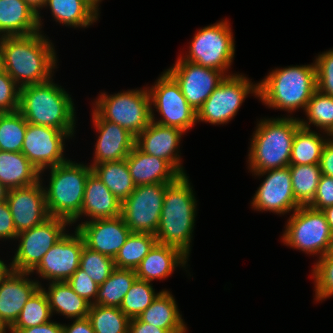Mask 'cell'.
Instances as JSON below:
<instances>
[{
  "label": "cell",
  "mask_w": 333,
  "mask_h": 333,
  "mask_svg": "<svg viewBox=\"0 0 333 333\" xmlns=\"http://www.w3.org/2000/svg\"><path fill=\"white\" fill-rule=\"evenodd\" d=\"M3 70L20 88L46 82L55 66L54 49L39 32L27 36L1 37ZM23 79V80H22Z\"/></svg>",
  "instance_id": "obj_1"
},
{
  "label": "cell",
  "mask_w": 333,
  "mask_h": 333,
  "mask_svg": "<svg viewBox=\"0 0 333 333\" xmlns=\"http://www.w3.org/2000/svg\"><path fill=\"white\" fill-rule=\"evenodd\" d=\"M195 198L185 175L166 186L157 242L180 249L188 256L195 218Z\"/></svg>",
  "instance_id": "obj_2"
},
{
  "label": "cell",
  "mask_w": 333,
  "mask_h": 333,
  "mask_svg": "<svg viewBox=\"0 0 333 333\" xmlns=\"http://www.w3.org/2000/svg\"><path fill=\"white\" fill-rule=\"evenodd\" d=\"M74 111L71 97L50 80L20 88L19 112L28 123L73 131Z\"/></svg>",
  "instance_id": "obj_3"
},
{
  "label": "cell",
  "mask_w": 333,
  "mask_h": 333,
  "mask_svg": "<svg viewBox=\"0 0 333 333\" xmlns=\"http://www.w3.org/2000/svg\"><path fill=\"white\" fill-rule=\"evenodd\" d=\"M258 85V97L270 107L286 109L306 108L317 90L316 66H296L271 72Z\"/></svg>",
  "instance_id": "obj_4"
},
{
  "label": "cell",
  "mask_w": 333,
  "mask_h": 333,
  "mask_svg": "<svg viewBox=\"0 0 333 333\" xmlns=\"http://www.w3.org/2000/svg\"><path fill=\"white\" fill-rule=\"evenodd\" d=\"M299 120L278 118L264 120L253 136L249 163L255 173L288 167Z\"/></svg>",
  "instance_id": "obj_5"
},
{
  "label": "cell",
  "mask_w": 333,
  "mask_h": 333,
  "mask_svg": "<svg viewBox=\"0 0 333 333\" xmlns=\"http://www.w3.org/2000/svg\"><path fill=\"white\" fill-rule=\"evenodd\" d=\"M92 167L75 164L70 160L51 167L50 185L45 190L50 217H59L70 223L80 217L85 183Z\"/></svg>",
  "instance_id": "obj_6"
},
{
  "label": "cell",
  "mask_w": 333,
  "mask_h": 333,
  "mask_svg": "<svg viewBox=\"0 0 333 333\" xmlns=\"http://www.w3.org/2000/svg\"><path fill=\"white\" fill-rule=\"evenodd\" d=\"M150 102L147 90H133L109 97L102 94L94 111L102 119L120 125L136 137L151 122Z\"/></svg>",
  "instance_id": "obj_7"
},
{
  "label": "cell",
  "mask_w": 333,
  "mask_h": 333,
  "mask_svg": "<svg viewBox=\"0 0 333 333\" xmlns=\"http://www.w3.org/2000/svg\"><path fill=\"white\" fill-rule=\"evenodd\" d=\"M283 234L287 245L309 253L326 255L330 248L332 232L322 210L300 206L289 219Z\"/></svg>",
  "instance_id": "obj_8"
},
{
  "label": "cell",
  "mask_w": 333,
  "mask_h": 333,
  "mask_svg": "<svg viewBox=\"0 0 333 333\" xmlns=\"http://www.w3.org/2000/svg\"><path fill=\"white\" fill-rule=\"evenodd\" d=\"M168 184L136 186L121 203V216L131 232L156 234Z\"/></svg>",
  "instance_id": "obj_9"
},
{
  "label": "cell",
  "mask_w": 333,
  "mask_h": 333,
  "mask_svg": "<svg viewBox=\"0 0 333 333\" xmlns=\"http://www.w3.org/2000/svg\"><path fill=\"white\" fill-rule=\"evenodd\" d=\"M227 21L201 29L190 45V55L183 59L224 72L234 57V41Z\"/></svg>",
  "instance_id": "obj_10"
},
{
  "label": "cell",
  "mask_w": 333,
  "mask_h": 333,
  "mask_svg": "<svg viewBox=\"0 0 333 333\" xmlns=\"http://www.w3.org/2000/svg\"><path fill=\"white\" fill-rule=\"evenodd\" d=\"M67 223L70 222L63 218L49 217L42 224L17 234L21 242L11 269L31 273L49 249L65 235Z\"/></svg>",
  "instance_id": "obj_11"
},
{
  "label": "cell",
  "mask_w": 333,
  "mask_h": 333,
  "mask_svg": "<svg viewBox=\"0 0 333 333\" xmlns=\"http://www.w3.org/2000/svg\"><path fill=\"white\" fill-rule=\"evenodd\" d=\"M241 75H228L197 111V120L212 124H224L237 113L250 91L258 95V85Z\"/></svg>",
  "instance_id": "obj_12"
},
{
  "label": "cell",
  "mask_w": 333,
  "mask_h": 333,
  "mask_svg": "<svg viewBox=\"0 0 333 333\" xmlns=\"http://www.w3.org/2000/svg\"><path fill=\"white\" fill-rule=\"evenodd\" d=\"M150 90L151 104L163 116L156 123L185 132L197 121V112L188 104L179 85L167 72L163 73Z\"/></svg>",
  "instance_id": "obj_13"
},
{
  "label": "cell",
  "mask_w": 333,
  "mask_h": 333,
  "mask_svg": "<svg viewBox=\"0 0 333 333\" xmlns=\"http://www.w3.org/2000/svg\"><path fill=\"white\" fill-rule=\"evenodd\" d=\"M166 72L176 81L186 101L196 112L225 78L222 71L183 60L182 57Z\"/></svg>",
  "instance_id": "obj_14"
},
{
  "label": "cell",
  "mask_w": 333,
  "mask_h": 333,
  "mask_svg": "<svg viewBox=\"0 0 333 333\" xmlns=\"http://www.w3.org/2000/svg\"><path fill=\"white\" fill-rule=\"evenodd\" d=\"M72 134L73 131L27 123L21 153L41 173L47 166L51 168L66 162L63 158V137Z\"/></svg>",
  "instance_id": "obj_15"
},
{
  "label": "cell",
  "mask_w": 333,
  "mask_h": 333,
  "mask_svg": "<svg viewBox=\"0 0 333 333\" xmlns=\"http://www.w3.org/2000/svg\"><path fill=\"white\" fill-rule=\"evenodd\" d=\"M84 246V239L77 229L75 236L65 234L31 272L37 270L43 278L53 279V282L67 281L80 267Z\"/></svg>",
  "instance_id": "obj_16"
},
{
  "label": "cell",
  "mask_w": 333,
  "mask_h": 333,
  "mask_svg": "<svg viewBox=\"0 0 333 333\" xmlns=\"http://www.w3.org/2000/svg\"><path fill=\"white\" fill-rule=\"evenodd\" d=\"M6 200L17 234L42 224L50 217L40 180L29 186L9 189Z\"/></svg>",
  "instance_id": "obj_17"
},
{
  "label": "cell",
  "mask_w": 333,
  "mask_h": 333,
  "mask_svg": "<svg viewBox=\"0 0 333 333\" xmlns=\"http://www.w3.org/2000/svg\"><path fill=\"white\" fill-rule=\"evenodd\" d=\"M76 229L82 235L86 247L113 259L131 233L121 215L87 221Z\"/></svg>",
  "instance_id": "obj_18"
},
{
  "label": "cell",
  "mask_w": 333,
  "mask_h": 333,
  "mask_svg": "<svg viewBox=\"0 0 333 333\" xmlns=\"http://www.w3.org/2000/svg\"><path fill=\"white\" fill-rule=\"evenodd\" d=\"M267 172L269 173L268 176L254 196L253 207L260 211L269 210L280 214L292 209L295 211L300 207L293 194L289 166L255 174L259 175Z\"/></svg>",
  "instance_id": "obj_19"
},
{
  "label": "cell",
  "mask_w": 333,
  "mask_h": 333,
  "mask_svg": "<svg viewBox=\"0 0 333 333\" xmlns=\"http://www.w3.org/2000/svg\"><path fill=\"white\" fill-rule=\"evenodd\" d=\"M183 131L158 124L151 109V122L136 136L135 145L145 154L166 160L180 175H185L180 165L179 155L174 154Z\"/></svg>",
  "instance_id": "obj_20"
},
{
  "label": "cell",
  "mask_w": 333,
  "mask_h": 333,
  "mask_svg": "<svg viewBox=\"0 0 333 333\" xmlns=\"http://www.w3.org/2000/svg\"><path fill=\"white\" fill-rule=\"evenodd\" d=\"M30 272L8 269L0 279V320L11 327L23 306L40 287L38 282H33L23 277Z\"/></svg>",
  "instance_id": "obj_21"
},
{
  "label": "cell",
  "mask_w": 333,
  "mask_h": 333,
  "mask_svg": "<svg viewBox=\"0 0 333 333\" xmlns=\"http://www.w3.org/2000/svg\"><path fill=\"white\" fill-rule=\"evenodd\" d=\"M94 125L100 131L95 151V162L99 163L124 160L135 146L136 137L120 125L102 119L93 112Z\"/></svg>",
  "instance_id": "obj_22"
},
{
  "label": "cell",
  "mask_w": 333,
  "mask_h": 333,
  "mask_svg": "<svg viewBox=\"0 0 333 333\" xmlns=\"http://www.w3.org/2000/svg\"><path fill=\"white\" fill-rule=\"evenodd\" d=\"M126 160L136 186L172 183L180 176L166 160L145 154L136 145Z\"/></svg>",
  "instance_id": "obj_23"
},
{
  "label": "cell",
  "mask_w": 333,
  "mask_h": 333,
  "mask_svg": "<svg viewBox=\"0 0 333 333\" xmlns=\"http://www.w3.org/2000/svg\"><path fill=\"white\" fill-rule=\"evenodd\" d=\"M40 25L39 13L24 0H0V32L4 37L31 35L39 32Z\"/></svg>",
  "instance_id": "obj_24"
},
{
  "label": "cell",
  "mask_w": 333,
  "mask_h": 333,
  "mask_svg": "<svg viewBox=\"0 0 333 333\" xmlns=\"http://www.w3.org/2000/svg\"><path fill=\"white\" fill-rule=\"evenodd\" d=\"M187 255L180 249L156 242L147 256L135 269L138 279L150 282L169 276L178 264L187 262ZM186 260V261H185Z\"/></svg>",
  "instance_id": "obj_25"
},
{
  "label": "cell",
  "mask_w": 333,
  "mask_h": 333,
  "mask_svg": "<svg viewBox=\"0 0 333 333\" xmlns=\"http://www.w3.org/2000/svg\"><path fill=\"white\" fill-rule=\"evenodd\" d=\"M81 214L92 220L113 218L121 215V203L92 171L85 183Z\"/></svg>",
  "instance_id": "obj_26"
},
{
  "label": "cell",
  "mask_w": 333,
  "mask_h": 333,
  "mask_svg": "<svg viewBox=\"0 0 333 333\" xmlns=\"http://www.w3.org/2000/svg\"><path fill=\"white\" fill-rule=\"evenodd\" d=\"M39 174L21 152L0 151V183L8 190L38 182Z\"/></svg>",
  "instance_id": "obj_27"
},
{
  "label": "cell",
  "mask_w": 333,
  "mask_h": 333,
  "mask_svg": "<svg viewBox=\"0 0 333 333\" xmlns=\"http://www.w3.org/2000/svg\"><path fill=\"white\" fill-rule=\"evenodd\" d=\"M138 318L145 323L166 329L169 333L186 331L175 300L168 291L157 293L156 298Z\"/></svg>",
  "instance_id": "obj_28"
},
{
  "label": "cell",
  "mask_w": 333,
  "mask_h": 333,
  "mask_svg": "<svg viewBox=\"0 0 333 333\" xmlns=\"http://www.w3.org/2000/svg\"><path fill=\"white\" fill-rule=\"evenodd\" d=\"M48 289V292L45 291V293L49 300L51 313L55 310L69 318L88 317L91 304L74 292L67 281H52Z\"/></svg>",
  "instance_id": "obj_29"
},
{
  "label": "cell",
  "mask_w": 333,
  "mask_h": 333,
  "mask_svg": "<svg viewBox=\"0 0 333 333\" xmlns=\"http://www.w3.org/2000/svg\"><path fill=\"white\" fill-rule=\"evenodd\" d=\"M92 171L122 203L134 191V184L127 160L99 163L92 167Z\"/></svg>",
  "instance_id": "obj_30"
},
{
  "label": "cell",
  "mask_w": 333,
  "mask_h": 333,
  "mask_svg": "<svg viewBox=\"0 0 333 333\" xmlns=\"http://www.w3.org/2000/svg\"><path fill=\"white\" fill-rule=\"evenodd\" d=\"M55 19L68 26L90 25L97 19L98 8L89 0H47Z\"/></svg>",
  "instance_id": "obj_31"
},
{
  "label": "cell",
  "mask_w": 333,
  "mask_h": 333,
  "mask_svg": "<svg viewBox=\"0 0 333 333\" xmlns=\"http://www.w3.org/2000/svg\"><path fill=\"white\" fill-rule=\"evenodd\" d=\"M301 127L296 131L292 144L290 165L319 164L326 140L310 131L309 124L299 120Z\"/></svg>",
  "instance_id": "obj_32"
},
{
  "label": "cell",
  "mask_w": 333,
  "mask_h": 333,
  "mask_svg": "<svg viewBox=\"0 0 333 333\" xmlns=\"http://www.w3.org/2000/svg\"><path fill=\"white\" fill-rule=\"evenodd\" d=\"M137 279L135 270L115 268L98 287L94 305L119 308L124 296Z\"/></svg>",
  "instance_id": "obj_33"
},
{
  "label": "cell",
  "mask_w": 333,
  "mask_h": 333,
  "mask_svg": "<svg viewBox=\"0 0 333 333\" xmlns=\"http://www.w3.org/2000/svg\"><path fill=\"white\" fill-rule=\"evenodd\" d=\"M293 194L300 206H308L314 199L322 171L319 164L289 165Z\"/></svg>",
  "instance_id": "obj_34"
},
{
  "label": "cell",
  "mask_w": 333,
  "mask_h": 333,
  "mask_svg": "<svg viewBox=\"0 0 333 333\" xmlns=\"http://www.w3.org/2000/svg\"><path fill=\"white\" fill-rule=\"evenodd\" d=\"M156 242L153 234L131 232L114 258L115 267L135 270Z\"/></svg>",
  "instance_id": "obj_35"
},
{
  "label": "cell",
  "mask_w": 333,
  "mask_h": 333,
  "mask_svg": "<svg viewBox=\"0 0 333 333\" xmlns=\"http://www.w3.org/2000/svg\"><path fill=\"white\" fill-rule=\"evenodd\" d=\"M95 333H128L130 319L117 307L91 304L88 313Z\"/></svg>",
  "instance_id": "obj_36"
},
{
  "label": "cell",
  "mask_w": 333,
  "mask_h": 333,
  "mask_svg": "<svg viewBox=\"0 0 333 333\" xmlns=\"http://www.w3.org/2000/svg\"><path fill=\"white\" fill-rule=\"evenodd\" d=\"M27 123L19 111L0 113V151L21 152Z\"/></svg>",
  "instance_id": "obj_37"
},
{
  "label": "cell",
  "mask_w": 333,
  "mask_h": 333,
  "mask_svg": "<svg viewBox=\"0 0 333 333\" xmlns=\"http://www.w3.org/2000/svg\"><path fill=\"white\" fill-rule=\"evenodd\" d=\"M51 316L49 300L41 286L32 294L15 323L10 328H28L49 322Z\"/></svg>",
  "instance_id": "obj_38"
},
{
  "label": "cell",
  "mask_w": 333,
  "mask_h": 333,
  "mask_svg": "<svg viewBox=\"0 0 333 333\" xmlns=\"http://www.w3.org/2000/svg\"><path fill=\"white\" fill-rule=\"evenodd\" d=\"M149 282L136 279L123 298L119 309L129 318H137L156 298Z\"/></svg>",
  "instance_id": "obj_39"
},
{
  "label": "cell",
  "mask_w": 333,
  "mask_h": 333,
  "mask_svg": "<svg viewBox=\"0 0 333 333\" xmlns=\"http://www.w3.org/2000/svg\"><path fill=\"white\" fill-rule=\"evenodd\" d=\"M305 111L309 123L323 128L333 136V97L316 90L307 103Z\"/></svg>",
  "instance_id": "obj_40"
},
{
  "label": "cell",
  "mask_w": 333,
  "mask_h": 333,
  "mask_svg": "<svg viewBox=\"0 0 333 333\" xmlns=\"http://www.w3.org/2000/svg\"><path fill=\"white\" fill-rule=\"evenodd\" d=\"M80 268L95 283L101 285L116 268L114 259L84 246L80 257Z\"/></svg>",
  "instance_id": "obj_41"
},
{
  "label": "cell",
  "mask_w": 333,
  "mask_h": 333,
  "mask_svg": "<svg viewBox=\"0 0 333 333\" xmlns=\"http://www.w3.org/2000/svg\"><path fill=\"white\" fill-rule=\"evenodd\" d=\"M316 283V299L333 295V256L328 253L320 257L313 270Z\"/></svg>",
  "instance_id": "obj_42"
},
{
  "label": "cell",
  "mask_w": 333,
  "mask_h": 333,
  "mask_svg": "<svg viewBox=\"0 0 333 333\" xmlns=\"http://www.w3.org/2000/svg\"><path fill=\"white\" fill-rule=\"evenodd\" d=\"M16 84L5 70L0 72V113L19 111L20 87L16 90Z\"/></svg>",
  "instance_id": "obj_43"
},
{
  "label": "cell",
  "mask_w": 333,
  "mask_h": 333,
  "mask_svg": "<svg viewBox=\"0 0 333 333\" xmlns=\"http://www.w3.org/2000/svg\"><path fill=\"white\" fill-rule=\"evenodd\" d=\"M315 66L317 90L333 97V50L319 55Z\"/></svg>",
  "instance_id": "obj_44"
},
{
  "label": "cell",
  "mask_w": 333,
  "mask_h": 333,
  "mask_svg": "<svg viewBox=\"0 0 333 333\" xmlns=\"http://www.w3.org/2000/svg\"><path fill=\"white\" fill-rule=\"evenodd\" d=\"M68 284L72 287L73 291L76 292L80 297L84 298L90 304V298L94 299L97 297L99 285L94 282L87 273L80 267L77 271L67 280Z\"/></svg>",
  "instance_id": "obj_45"
},
{
  "label": "cell",
  "mask_w": 333,
  "mask_h": 333,
  "mask_svg": "<svg viewBox=\"0 0 333 333\" xmlns=\"http://www.w3.org/2000/svg\"><path fill=\"white\" fill-rule=\"evenodd\" d=\"M308 206L316 210H324L326 207L333 206V177L322 174L316 195Z\"/></svg>",
  "instance_id": "obj_46"
},
{
  "label": "cell",
  "mask_w": 333,
  "mask_h": 333,
  "mask_svg": "<svg viewBox=\"0 0 333 333\" xmlns=\"http://www.w3.org/2000/svg\"><path fill=\"white\" fill-rule=\"evenodd\" d=\"M17 238V231L7 200L0 202V238Z\"/></svg>",
  "instance_id": "obj_47"
},
{
  "label": "cell",
  "mask_w": 333,
  "mask_h": 333,
  "mask_svg": "<svg viewBox=\"0 0 333 333\" xmlns=\"http://www.w3.org/2000/svg\"><path fill=\"white\" fill-rule=\"evenodd\" d=\"M11 333H63V326L55 322L28 328H9Z\"/></svg>",
  "instance_id": "obj_48"
},
{
  "label": "cell",
  "mask_w": 333,
  "mask_h": 333,
  "mask_svg": "<svg viewBox=\"0 0 333 333\" xmlns=\"http://www.w3.org/2000/svg\"><path fill=\"white\" fill-rule=\"evenodd\" d=\"M319 165L323 175L333 177V140L325 143Z\"/></svg>",
  "instance_id": "obj_49"
},
{
  "label": "cell",
  "mask_w": 333,
  "mask_h": 333,
  "mask_svg": "<svg viewBox=\"0 0 333 333\" xmlns=\"http://www.w3.org/2000/svg\"><path fill=\"white\" fill-rule=\"evenodd\" d=\"M128 333H169L166 329L145 323L138 317L130 319Z\"/></svg>",
  "instance_id": "obj_50"
},
{
  "label": "cell",
  "mask_w": 333,
  "mask_h": 333,
  "mask_svg": "<svg viewBox=\"0 0 333 333\" xmlns=\"http://www.w3.org/2000/svg\"><path fill=\"white\" fill-rule=\"evenodd\" d=\"M63 326V333H95L88 317L76 319L71 326Z\"/></svg>",
  "instance_id": "obj_51"
},
{
  "label": "cell",
  "mask_w": 333,
  "mask_h": 333,
  "mask_svg": "<svg viewBox=\"0 0 333 333\" xmlns=\"http://www.w3.org/2000/svg\"><path fill=\"white\" fill-rule=\"evenodd\" d=\"M327 218V222L329 224V228L333 234V206L326 207L322 210Z\"/></svg>",
  "instance_id": "obj_52"
},
{
  "label": "cell",
  "mask_w": 333,
  "mask_h": 333,
  "mask_svg": "<svg viewBox=\"0 0 333 333\" xmlns=\"http://www.w3.org/2000/svg\"><path fill=\"white\" fill-rule=\"evenodd\" d=\"M24 1L27 2L31 6V8H33L37 13L39 7L45 6L47 2V0H24Z\"/></svg>",
  "instance_id": "obj_53"
},
{
  "label": "cell",
  "mask_w": 333,
  "mask_h": 333,
  "mask_svg": "<svg viewBox=\"0 0 333 333\" xmlns=\"http://www.w3.org/2000/svg\"><path fill=\"white\" fill-rule=\"evenodd\" d=\"M8 189L0 183V202L7 199Z\"/></svg>",
  "instance_id": "obj_54"
},
{
  "label": "cell",
  "mask_w": 333,
  "mask_h": 333,
  "mask_svg": "<svg viewBox=\"0 0 333 333\" xmlns=\"http://www.w3.org/2000/svg\"><path fill=\"white\" fill-rule=\"evenodd\" d=\"M7 270V266L0 260V279L7 272Z\"/></svg>",
  "instance_id": "obj_55"
},
{
  "label": "cell",
  "mask_w": 333,
  "mask_h": 333,
  "mask_svg": "<svg viewBox=\"0 0 333 333\" xmlns=\"http://www.w3.org/2000/svg\"><path fill=\"white\" fill-rule=\"evenodd\" d=\"M3 70V53H2V47H1V41H0V72Z\"/></svg>",
  "instance_id": "obj_56"
},
{
  "label": "cell",
  "mask_w": 333,
  "mask_h": 333,
  "mask_svg": "<svg viewBox=\"0 0 333 333\" xmlns=\"http://www.w3.org/2000/svg\"><path fill=\"white\" fill-rule=\"evenodd\" d=\"M328 254L333 256V234H332V238H331V243H330V248H329Z\"/></svg>",
  "instance_id": "obj_57"
},
{
  "label": "cell",
  "mask_w": 333,
  "mask_h": 333,
  "mask_svg": "<svg viewBox=\"0 0 333 333\" xmlns=\"http://www.w3.org/2000/svg\"><path fill=\"white\" fill-rule=\"evenodd\" d=\"M6 325L0 320V333H5Z\"/></svg>",
  "instance_id": "obj_58"
},
{
  "label": "cell",
  "mask_w": 333,
  "mask_h": 333,
  "mask_svg": "<svg viewBox=\"0 0 333 333\" xmlns=\"http://www.w3.org/2000/svg\"><path fill=\"white\" fill-rule=\"evenodd\" d=\"M89 1L92 2L98 8L97 5L100 0H89Z\"/></svg>",
  "instance_id": "obj_59"
}]
</instances>
